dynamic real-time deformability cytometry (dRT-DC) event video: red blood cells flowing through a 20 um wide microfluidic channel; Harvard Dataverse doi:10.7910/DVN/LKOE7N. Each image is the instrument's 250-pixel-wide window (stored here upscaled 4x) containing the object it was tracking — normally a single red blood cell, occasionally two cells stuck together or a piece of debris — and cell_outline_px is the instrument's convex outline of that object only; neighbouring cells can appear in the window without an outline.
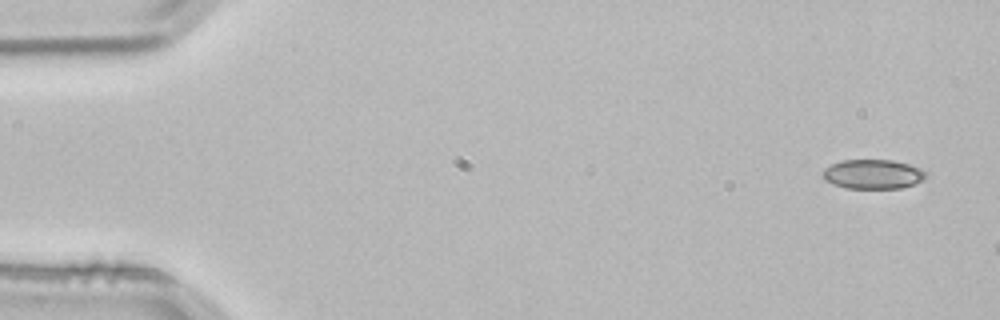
{"species": "common noctule bat (a hibernating species)", "species_latin": "Nyctalus noctula", "temperature_condition": "room temperature", "stored_images_in_passage": 3, "camera_frame_rate_fps": 3000, "um_per_image_px": 0.085, "animal": {"sex": "male", "body_mass_g": 21.5, "forearm_length_mm": 52.0}, "frame": {"image": 1, "passage_image": 1, "time_ms": 0.0, "image_size_px": [1000, 320], "cell_outline_px": [[924, 176], [920, 180], [904, 188], [848, 188], [836, 184], [828, 180], [824, 176], [824, 168], [840, 160], [892, 160], [908, 164], [920, 168], [924, 172]], "centroid_in_image_um": [74.19, 14.79], "position_along_channel_um": 10.8, "area_um2": 17.17}}